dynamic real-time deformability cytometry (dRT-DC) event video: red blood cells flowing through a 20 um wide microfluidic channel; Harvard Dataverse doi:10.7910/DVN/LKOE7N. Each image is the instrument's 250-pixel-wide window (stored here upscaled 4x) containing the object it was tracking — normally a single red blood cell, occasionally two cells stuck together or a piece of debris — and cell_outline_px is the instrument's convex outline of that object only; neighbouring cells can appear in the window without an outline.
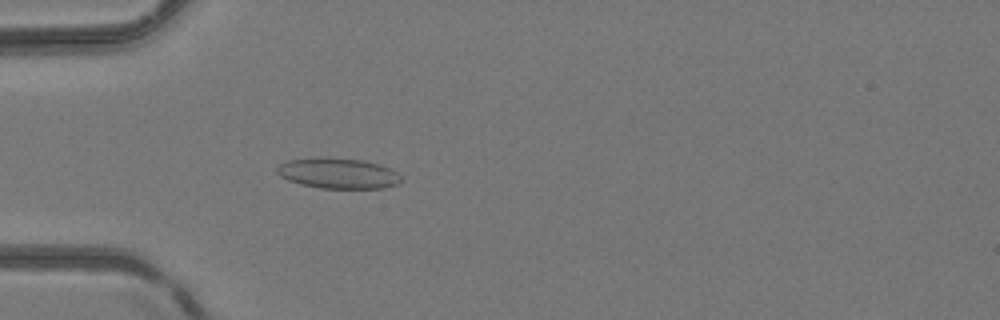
{"species": "common noctule bat (a hibernating species)", "species_latin": "Nyctalus noctula", "temperature_condition": "room temperature", "stored_images_in_passage": 49, "camera_frame_rate_fps": 3000, "um_per_image_px": 0.085, "animal": {"sex": "female", "body_mass_g": 24.6, "forearm_length_mm": 56.2}, "frame": {"image": 1, "passage_image": 16, "time_ms": 5.0, "image_size_px": [1000, 320], "cell_outline_px": [[400, 180], [396, 184], [384, 188], [320, 188], [300, 184], [288, 180], [280, 176], [276, 172], [276, 168], [280, 164], [288, 160], [320, 156], [328, 156], [360, 160], [376, 164], [388, 168], [396, 172], [400, 176]], "centroid_in_image_um": [28.66, 14.72], "position_along_channel_um": 56.3, "area_um2": 22.08}}
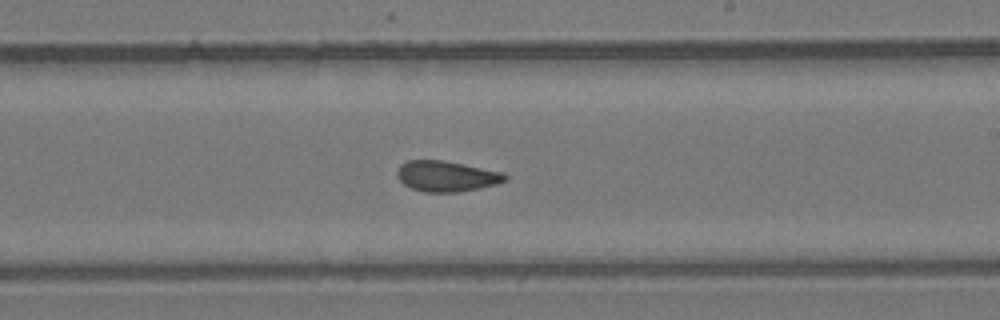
{"frame": {"image": 2, "passage_image": 30, "time_ms": 9.667, "image_size_px": [1000, 320], "cell_outline_px": [[508, 180], [496, 184], [480, 188], [456, 192], [424, 192], [412, 188], [404, 184], [396, 176], [396, 172], [400, 164], [408, 160], [444, 160], [504, 172], [508, 176]], "centroid_in_image_um": [37.96, 14.97], "position_along_channel_um": 251.0, "area_um2": 19.42}}
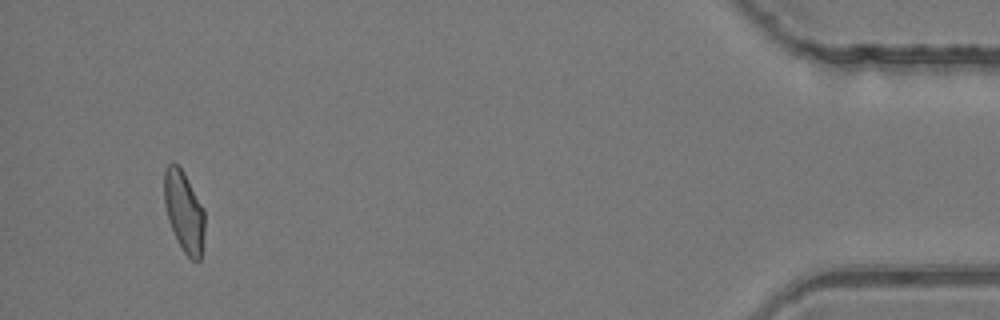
{"frame": {"image": 3, "passage_image": 47, "time_ms": 15.333, "image_size_px": [1000, 320], "cell_outline_px": [[204, 232], [200, 260], [192, 260], [184, 252], [168, 220], [164, 204], [164, 168], [168, 164], [176, 164], [184, 172], [204, 208]], "centroid_in_image_um": [15.64, 17.94], "position_along_channel_um": 419.6, "area_um2": 18.9}}